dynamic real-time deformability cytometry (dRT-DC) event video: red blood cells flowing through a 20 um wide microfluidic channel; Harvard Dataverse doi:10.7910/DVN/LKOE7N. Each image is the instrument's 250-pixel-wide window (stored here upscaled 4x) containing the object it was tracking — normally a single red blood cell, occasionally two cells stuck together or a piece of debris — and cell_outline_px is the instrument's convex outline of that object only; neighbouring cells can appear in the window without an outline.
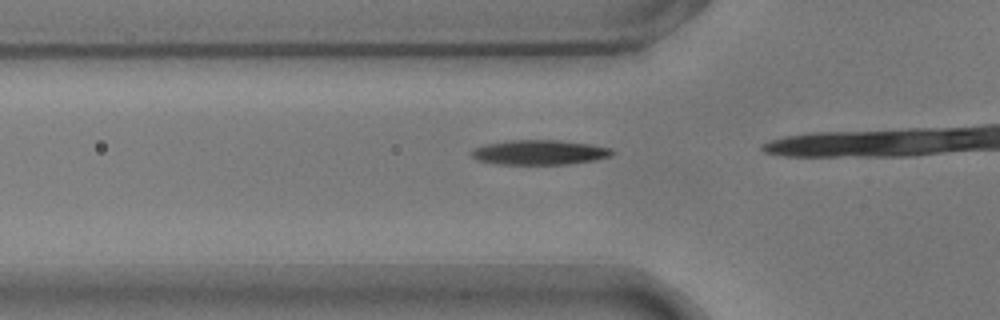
{"species": "common noctule bat (a hibernating species)", "species_latin": "Nyctalus noctula", "temperature_condition": "warm", "stored_images_in_passage": 15, "camera_frame_rate_fps": 3000, "um_per_image_px": 0.085, "animal": {"sex": "male", "body_mass_g": 17.9}, "frame": {"image": 1, "passage_image": 11, "time_ms": 3.333, "image_size_px": [1000, 320], "cell_outline_px": [[616, 152], [612, 156], [596, 160], [568, 164], [500, 164], [480, 160], [472, 156], [472, 152], [476, 148], [488, 144], [508, 140], [560, 140], [592, 144], [612, 148]], "centroid_in_image_um": [45.98, 12.94], "position_along_channel_um": 79.8, "area_um2": 20.23}}
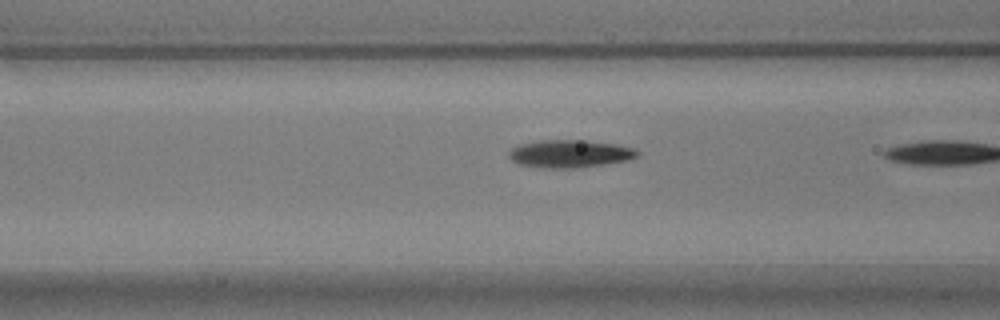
{"frame": {"image": 2, "passage_image": 14, "time_ms": 4.333, "image_size_px": [1000, 320], "cell_outline_px": [[640, 156], [628, 160], [604, 164], [572, 168], [544, 168], [520, 164], [512, 160], [508, 156], [508, 152], [516, 144], [540, 140], [584, 140], [616, 144], [636, 148], [640, 152]], "centroid_in_image_um": [48.45, 13.05], "position_along_channel_um": 118.2, "area_um2": 20.92}}